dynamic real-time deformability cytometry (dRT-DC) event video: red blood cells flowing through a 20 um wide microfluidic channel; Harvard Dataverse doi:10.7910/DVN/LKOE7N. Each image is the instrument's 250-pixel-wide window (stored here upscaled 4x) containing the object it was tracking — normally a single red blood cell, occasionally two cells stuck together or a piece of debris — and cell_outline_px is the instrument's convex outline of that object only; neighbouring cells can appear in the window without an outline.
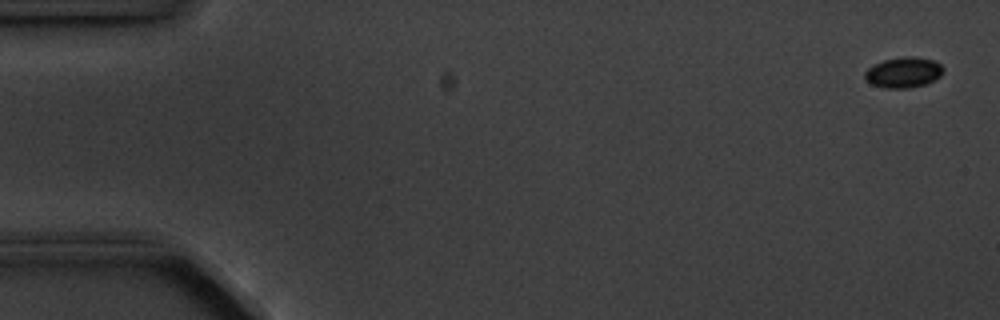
{"species": "common noctule bat (a hibernating species)", "species_latin": "Nyctalus noctula", "temperature_condition": "cold", "stored_images_in_passage": 9, "camera_frame_rate_fps": 3000, "um_per_image_px": 0.085, "animal": {"sex": "male", "body_mass_g": 20.1, "forearm_length_mm": 53.5}, "frame": {"image": 1, "passage_image": 1, "time_ms": 0.0, "image_size_px": [1000, 320], "cell_outline_px": [[944, 68], [940, 76], [924, 84], [908, 88], [884, 88], [872, 84], [864, 76], [864, 72], [868, 68], [884, 60], [904, 56], [916, 56], [932, 60], [940, 64]], "centroid_in_image_um": [76.79, 6.14], "position_along_channel_um": 8.2, "area_um2": 13.76}}
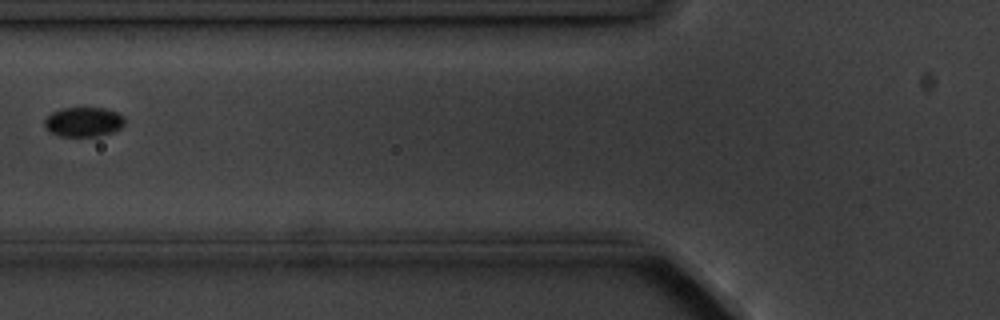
{"frame": {"image": 2, "passage_image": 6, "time_ms": 6.667, "image_size_px": [1000, 320], "cell_outline_px": [[124, 124], [120, 128], [112, 132], [100, 136], [60, 136], [52, 132], [44, 124], [44, 120], [52, 112], [64, 108], [104, 108], [116, 112], [124, 116]], "centroid_in_image_um": [7.13, 10.36], "position_along_channel_um": 118.7, "area_um2": 13.64}}
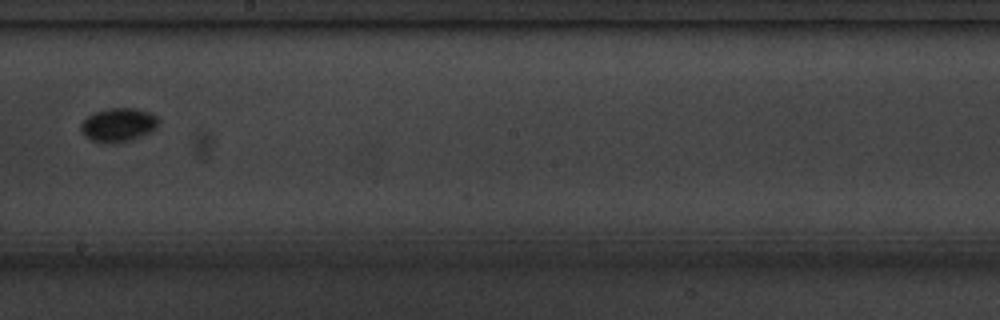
{"frame": {"image": 3, "passage_image": 9, "time_ms": 10.0, "image_size_px": [1000, 320], "cell_outline_px": [[160, 120], [156, 128], [132, 140], [112, 144], [92, 140], [80, 128], [80, 124], [92, 112], [108, 108], [136, 108], [152, 112]], "centroid_in_image_um": [10.09, 10.59], "position_along_channel_um": 238.1, "area_um2": 15.26}}